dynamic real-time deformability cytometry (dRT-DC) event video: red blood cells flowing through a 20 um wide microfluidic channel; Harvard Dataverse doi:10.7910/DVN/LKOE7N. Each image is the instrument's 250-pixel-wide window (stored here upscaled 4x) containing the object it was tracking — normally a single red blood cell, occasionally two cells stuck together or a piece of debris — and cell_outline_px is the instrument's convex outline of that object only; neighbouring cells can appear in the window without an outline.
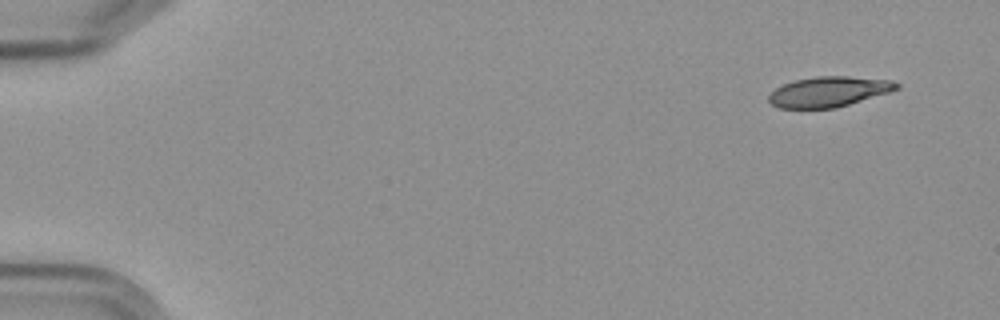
{"species": "Egyptian fruit bat (a non-hibernating species)", "species_latin": "Rousettus aegyptiacus", "temperature_condition": "cold", "stored_images_in_passage": 5, "camera_frame_rate_fps": 3000, "um_per_image_px": 0.085, "frame": {"image": 1, "passage_image": 1, "time_ms": 0.0, "image_size_px": [1000, 320], "cell_outline_px": [[900, 88], [888, 92], [848, 104], [832, 108], [780, 108], [772, 104], [768, 100], [768, 96], [776, 88], [784, 84], [796, 80], [816, 76], [848, 76], [888, 80], [900, 84]], "centroid_in_image_um": [70.42, 7.79], "position_along_channel_um": 14.6, "area_um2": 22.14}}
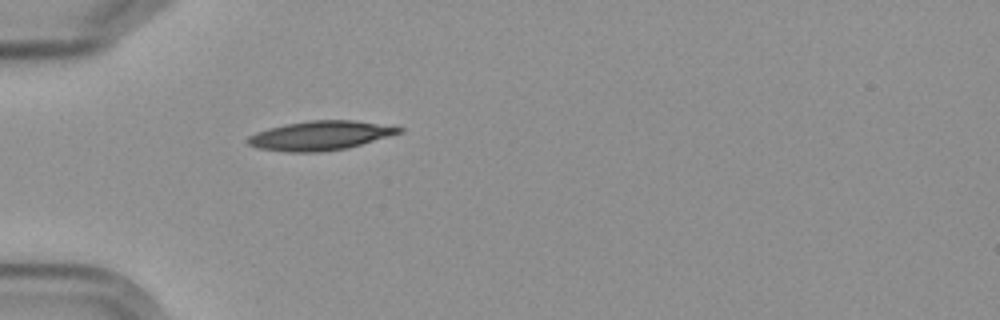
{"frame": {"image": 2, "passage_image": 5, "time_ms": 4.667, "image_size_px": [1000, 320], "cell_outline_px": [[404, 132], [348, 148], [316, 152], [288, 152], [260, 148], [248, 144], [248, 136], [256, 132], [268, 128], [284, 124], [312, 120], [352, 120], [404, 128]], "centroid_in_image_um": [27.23, 11.52], "position_along_channel_um": 57.8, "area_um2": 25.55}}